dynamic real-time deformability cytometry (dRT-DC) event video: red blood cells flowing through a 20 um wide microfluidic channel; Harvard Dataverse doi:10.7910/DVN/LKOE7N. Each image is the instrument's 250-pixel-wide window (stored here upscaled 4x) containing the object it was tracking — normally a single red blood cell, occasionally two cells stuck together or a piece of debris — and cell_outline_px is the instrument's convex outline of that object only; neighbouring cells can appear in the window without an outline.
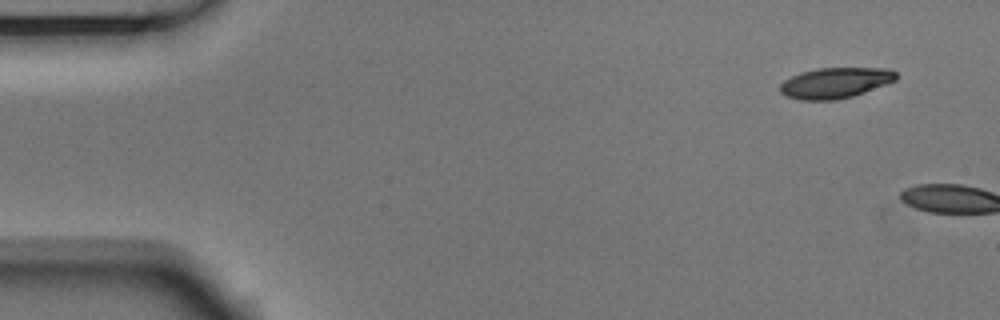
{"species": "Egyptian fruit bat (a non-hibernating species)", "species_latin": "Rousettus aegyptiacus", "temperature_condition": "room temperature", "stored_images_in_passage": 4, "segment_of_instrument_passage": [2, 2], "camera_frame_rate_fps": 3000, "um_per_image_px": 0.085, "animal": {"sex": "male"}, "frame": {"image": 1, "passage_image": 4, "time_ms": 1.0, "image_size_px": [1000, 320], "cell_outline_px": [[896, 80], [864, 92], [852, 96], [836, 100], [800, 100], [784, 96], [780, 92], [780, 84], [784, 80], [800, 72], [816, 68], [888, 68], [896, 72]], "centroid_in_image_um": [70.95, 7.04], "position_along_channel_um": 14.0, "area_um2": 20.75}}